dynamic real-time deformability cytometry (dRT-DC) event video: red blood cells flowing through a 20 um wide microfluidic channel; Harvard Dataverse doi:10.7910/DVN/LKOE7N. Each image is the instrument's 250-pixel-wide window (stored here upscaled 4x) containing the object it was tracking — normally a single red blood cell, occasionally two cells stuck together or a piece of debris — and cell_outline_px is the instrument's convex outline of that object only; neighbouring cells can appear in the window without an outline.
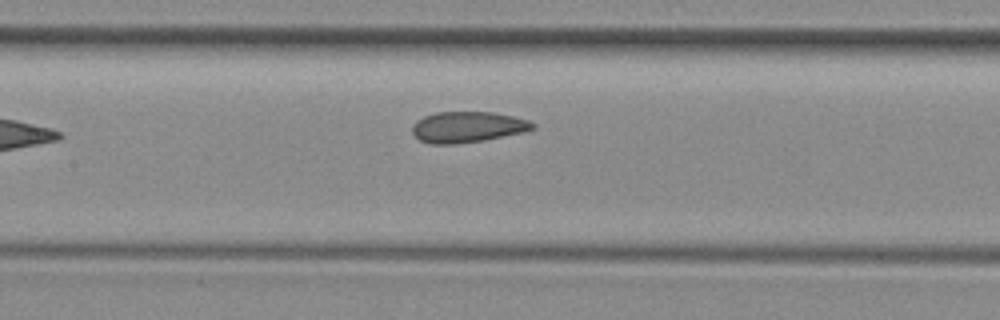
{"species": "common noctule bat (a hibernating species)", "species_latin": "Nyctalus noctula", "temperature_condition": "room temperature", "stored_images_in_passage": 7, "camera_frame_rate_fps": 3000, "um_per_image_px": 0.085, "animal": {"sex": "female", "body_mass_g": 29.2, "forearm_length_mm": 56.3}, "frame": {"image": 1, "passage_image": 7, "time_ms": 8.0, "image_size_px": [1000, 320], "cell_outline_px": [[536, 128], [524, 132], [484, 140], [456, 144], [428, 144], [420, 140], [412, 132], [412, 128], [416, 120], [424, 116], [436, 112], [492, 112], [512, 116], [528, 120], [536, 124]], "centroid_in_image_um": [39.74, 10.8], "position_along_channel_um": 167.7, "area_um2": 21.73}}